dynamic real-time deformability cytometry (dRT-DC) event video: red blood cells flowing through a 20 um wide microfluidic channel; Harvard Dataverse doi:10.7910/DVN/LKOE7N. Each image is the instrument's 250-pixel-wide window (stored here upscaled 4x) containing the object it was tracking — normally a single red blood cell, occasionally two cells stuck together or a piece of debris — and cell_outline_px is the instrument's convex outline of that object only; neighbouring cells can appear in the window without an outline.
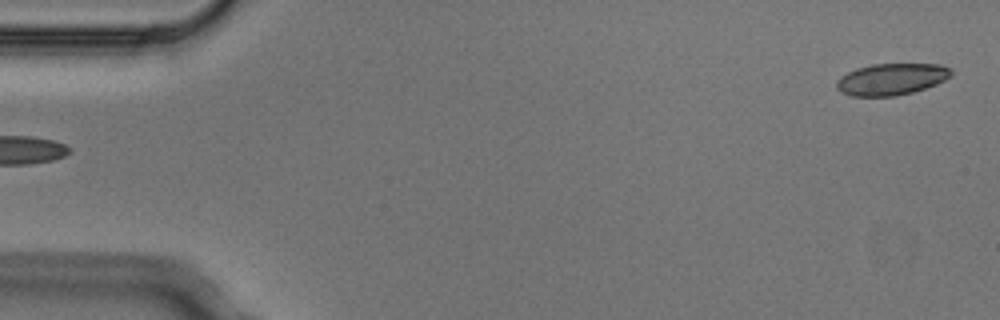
{"species": "Egyptian fruit bat (a non-hibernating species)", "species_latin": "Rousettus aegyptiacus", "temperature_condition": "cold", "stored_images_in_passage": 5, "segment_of_instrument_passage": [2, 2], "camera_frame_rate_fps": 3000, "um_per_image_px": 0.085, "animal": {"sex": "male"}, "frame": {"image": 1, "passage_image": 5, "time_ms": 1.333, "image_size_px": [1000, 320], "cell_outline_px": [[952, 76], [936, 84], [912, 92], [896, 96], [852, 96], [840, 92], [836, 88], [836, 80], [840, 76], [856, 68], [872, 64], [940, 64], [952, 68]], "centroid_in_image_um": [75.76, 6.73], "position_along_channel_um": 9.2, "area_um2": 21.27}}